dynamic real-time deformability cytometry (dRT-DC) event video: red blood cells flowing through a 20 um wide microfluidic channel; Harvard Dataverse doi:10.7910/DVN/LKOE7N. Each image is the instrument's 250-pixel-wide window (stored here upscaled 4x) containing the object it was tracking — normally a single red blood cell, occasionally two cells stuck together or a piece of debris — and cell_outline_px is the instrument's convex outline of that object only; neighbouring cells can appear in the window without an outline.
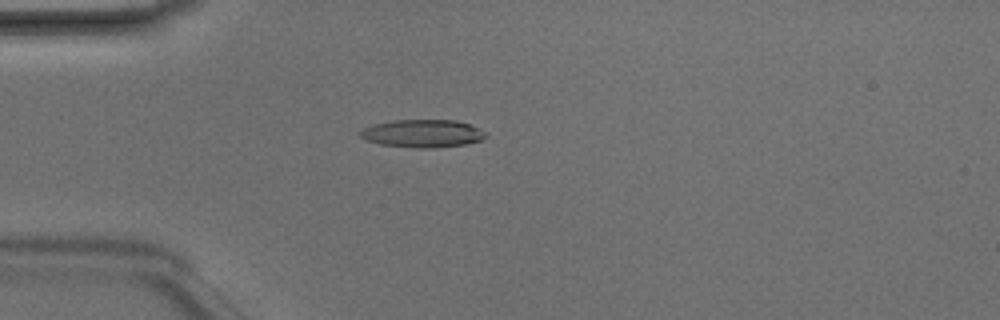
{"species": "Egyptian fruit bat (a non-hibernating species)", "species_latin": "Rousettus aegyptiacus", "temperature_condition": "room temperature", "stored_images_in_passage": 4, "camera_frame_rate_fps": 3000, "um_per_image_px": 0.085, "animal": {"sex": "male"}, "frame": {"image": 1, "passage_image": 4, "time_ms": 1.0, "image_size_px": [1000, 320], "cell_outline_px": [[488, 136], [480, 140], [464, 144], [432, 148], [416, 148], [380, 144], [364, 140], [360, 136], [360, 132], [364, 128], [372, 124], [392, 120], [456, 120], [468, 124], [488, 132]], "centroid_in_image_um": [35.91, 11.34], "position_along_channel_um": 49.1, "area_um2": 20.4}}